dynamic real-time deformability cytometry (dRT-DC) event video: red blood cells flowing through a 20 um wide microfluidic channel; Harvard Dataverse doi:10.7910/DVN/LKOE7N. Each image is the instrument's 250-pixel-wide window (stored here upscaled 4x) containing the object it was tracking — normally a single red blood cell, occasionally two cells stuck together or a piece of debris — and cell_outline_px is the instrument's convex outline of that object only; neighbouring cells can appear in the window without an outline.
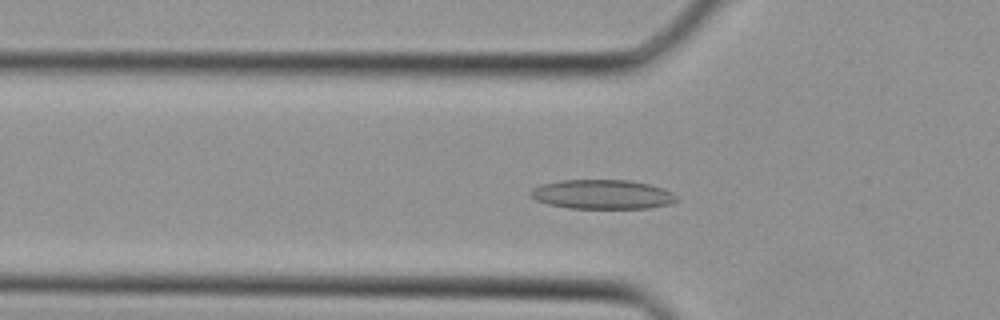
{"species": "Egyptian fruit bat (a non-hibernating species)", "species_latin": "Rousettus aegyptiacus", "temperature_condition": "cold", "stored_images_in_passage": 36, "camera_frame_rate_fps": 3000, "um_per_image_px": 0.085, "animal": {"sex": "female"}, "frame": {"image": 1, "passage_image": 12, "time_ms": 3.667, "image_size_px": [1000, 320], "cell_outline_px": [[676, 200], [668, 204], [648, 208], [568, 208], [548, 204], [536, 200], [528, 192], [532, 188], [544, 184], [560, 180], [632, 180], [648, 184], [672, 192], [676, 196]], "centroid_in_image_um": [51.16, 16.52], "position_along_channel_um": 74.6, "area_um2": 24.74}}
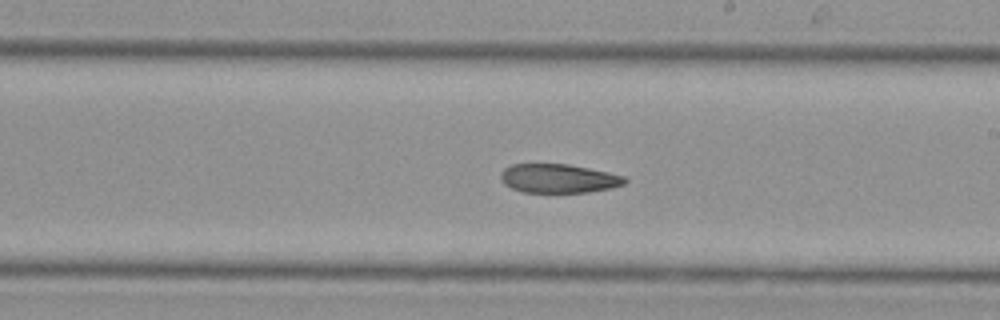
{"frame": {"image": 2, "passage_image": 21, "time_ms": 6.667, "image_size_px": [1000, 320], "cell_outline_px": [[628, 180], [624, 184], [612, 188], [588, 192], [524, 192], [512, 188], [504, 184], [500, 176], [500, 172], [504, 168], [512, 164], [568, 164], [608, 172], [624, 176]], "centroid_in_image_um": [47.47, 15.16], "position_along_channel_um": 241.5, "area_um2": 20.87}}
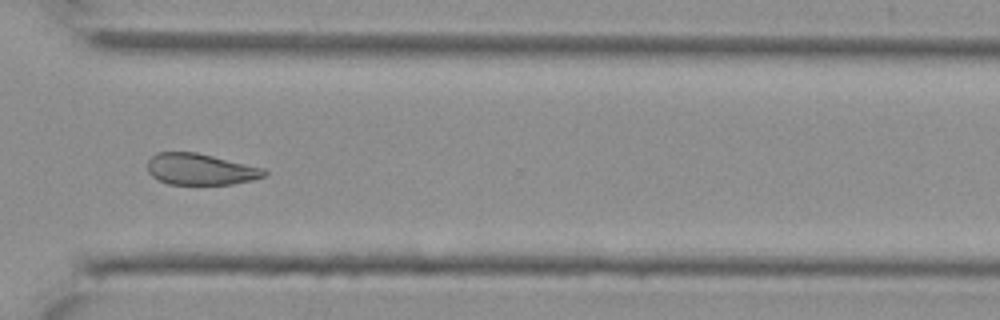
{"frame": {"image": 3, "passage_image": 27, "time_ms": 8.667, "image_size_px": [1000, 320], "cell_outline_px": [[268, 172], [264, 176], [252, 180], [232, 184], [168, 184], [152, 176], [148, 172], [148, 160], [156, 152], [196, 152], [264, 168]], "centroid_in_image_um": [17.03, 14.38], "position_along_channel_um": 353.6, "area_um2": 21.21}}